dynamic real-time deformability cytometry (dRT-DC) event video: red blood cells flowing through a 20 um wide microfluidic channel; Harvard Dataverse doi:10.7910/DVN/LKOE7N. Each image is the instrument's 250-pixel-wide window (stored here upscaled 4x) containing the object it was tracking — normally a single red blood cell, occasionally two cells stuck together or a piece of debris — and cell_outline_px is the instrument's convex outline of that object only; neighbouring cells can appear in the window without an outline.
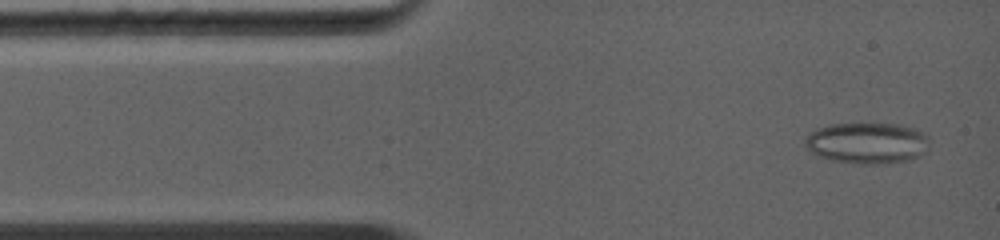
{"species": "common noctule bat (a hibernating species)", "species_latin": "Nyctalus noctula", "temperature_condition": "warm", "stored_images_in_passage": 12, "camera_frame_rate_fps": 5000, "um_per_image_px": 0.085, "animal": {"sex": "female", "body_mass_g": 19.0, "forearm_length_mm": 56.7}, "frame": {"image": 1, "passage_image": 1, "time_ms": 0.0, "image_size_px": [1000, 240], "cell_outline_px": [[928, 152], [908, 160], [872, 164], [860, 164], [832, 160], [816, 156], [804, 144], [804, 140], [816, 128], [828, 124], [896, 124], [916, 128], [924, 132], [928, 136]], "centroid_in_image_um": [73.72, 12.15], "position_along_channel_um": 11.3, "area_um2": 29.88}}
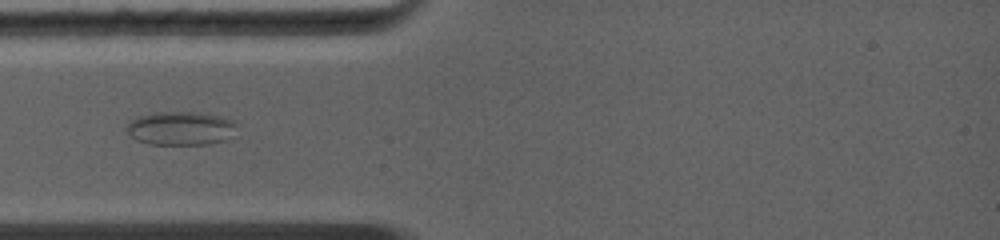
{"frame": {"image": 2, "passage_image": 6, "time_ms": 2.6, "image_size_px": [1000, 240], "cell_outline_px": [[236, 124], [224, 140], [208, 144], [148, 144], [136, 140], [124, 128], [132, 120], [140, 116], [152, 112], [196, 112], [220, 116], [232, 120]], "centroid_in_image_um": [15.28, 10.9], "position_along_channel_um": 69.7, "area_um2": 21.21}}
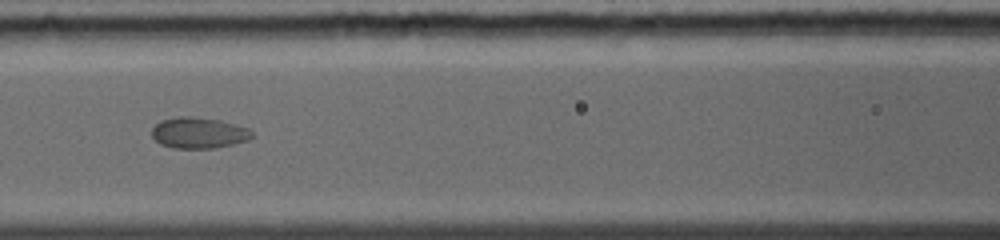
{"frame": {"image": 3, "passage_image": 11, "time_ms": 4.4, "image_size_px": [1000, 240], "cell_outline_px": [[252, 136], [248, 140], [216, 148], [172, 148], [160, 144], [152, 136], [152, 128], [160, 120], [180, 116], [192, 116], [220, 120], [248, 128], [252, 132]], "centroid_in_image_um": [16.86, 11.29], "position_along_channel_um": 149.7, "area_um2": 18.09}}